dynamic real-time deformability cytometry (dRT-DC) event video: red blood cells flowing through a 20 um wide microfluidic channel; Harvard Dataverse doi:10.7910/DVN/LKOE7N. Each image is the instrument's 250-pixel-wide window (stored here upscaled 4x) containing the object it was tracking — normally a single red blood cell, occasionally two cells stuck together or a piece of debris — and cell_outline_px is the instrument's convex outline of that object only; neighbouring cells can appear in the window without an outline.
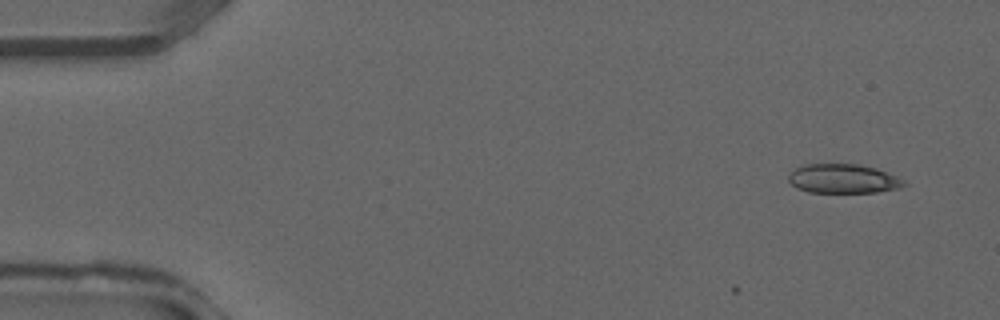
{"species": "common noctule bat (a hibernating species)", "species_latin": "Nyctalus noctula", "temperature_condition": "warm", "stored_images_in_passage": 4, "camera_frame_rate_fps": 3000, "um_per_image_px": 0.085, "animal": {"sex": "male", "forearm_length_mm": 52.5}, "frame": {"image": 1, "passage_image": 1, "time_ms": 0.0, "image_size_px": [1000, 320], "cell_outline_px": [[908, 184], [900, 188], [876, 192], [808, 192], [796, 188], [788, 180], [788, 176], [796, 168], [804, 164], [860, 164], [876, 168], [896, 176], [904, 180]], "centroid_in_image_um": [71.68, 15.19], "position_along_channel_um": 13.3, "area_um2": 19.65}}